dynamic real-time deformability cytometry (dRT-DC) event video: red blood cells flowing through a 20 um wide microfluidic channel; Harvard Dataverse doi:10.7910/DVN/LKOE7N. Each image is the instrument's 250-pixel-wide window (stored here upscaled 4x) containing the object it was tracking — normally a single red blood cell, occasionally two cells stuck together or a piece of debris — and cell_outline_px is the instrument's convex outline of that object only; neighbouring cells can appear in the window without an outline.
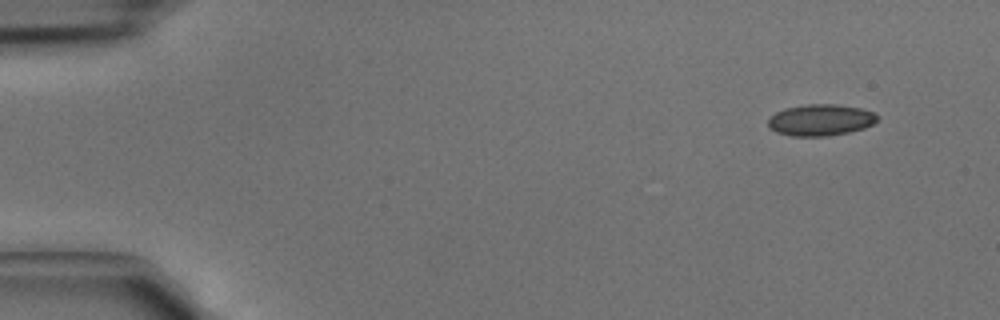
{"species": "common noctule bat (a hibernating species)", "species_latin": "Nyctalus noctula", "temperature_condition": "cold", "stored_images_in_passage": 4, "camera_frame_rate_fps": 3000, "um_per_image_px": 0.085, "animal": {"sex": "male", "body_mass_g": 15.6}, "frame": {"image": 1, "passage_image": 1, "time_ms": 0.0, "image_size_px": [1000, 320], "cell_outline_px": [[876, 120], [872, 124], [864, 128], [848, 132], [828, 136], [792, 136], [776, 132], [768, 128], [768, 120], [776, 112], [784, 108], [808, 104], [836, 104], [860, 108], [872, 112], [876, 116]], "centroid_in_image_um": [69.7, 10.2], "position_along_channel_um": 15.3, "area_um2": 19.88}}
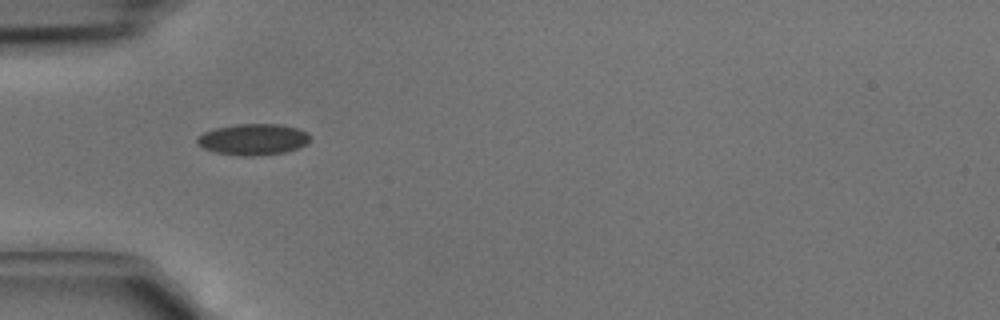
{"frame": {"image": 2, "passage_image": 4, "time_ms": 1.0, "image_size_px": [1000, 320], "cell_outline_px": [[308, 140], [304, 144], [296, 148], [284, 152], [252, 156], [240, 156], [216, 152], [204, 148], [196, 144], [196, 140], [204, 132], [216, 128], [236, 124], [280, 124], [296, 128], [308, 132]], "centroid_in_image_um": [21.48, 11.84], "position_along_channel_um": 63.5, "area_um2": 20.23}}